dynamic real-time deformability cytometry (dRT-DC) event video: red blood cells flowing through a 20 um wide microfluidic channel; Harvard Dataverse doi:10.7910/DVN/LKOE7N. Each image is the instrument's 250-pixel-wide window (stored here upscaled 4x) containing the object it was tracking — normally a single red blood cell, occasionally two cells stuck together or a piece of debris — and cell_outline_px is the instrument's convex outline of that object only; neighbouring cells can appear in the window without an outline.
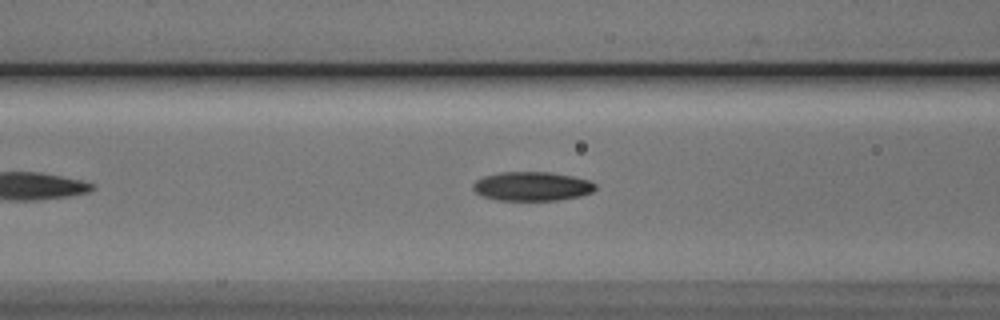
{"species": "Egyptian fruit bat (a non-hibernating species)", "species_latin": "Rousettus aegyptiacus", "temperature_condition": "cold", "stored_images_in_passage": 19, "camera_frame_rate_fps": 3000, "um_per_image_px": 0.085, "animal": {"sex": "male"}, "frame": {"image": 1, "passage_image": 11, "time_ms": 3.333, "image_size_px": [1000, 320], "cell_outline_px": [[596, 188], [592, 192], [580, 196], [556, 200], [496, 200], [484, 196], [476, 192], [472, 188], [472, 184], [476, 180], [484, 176], [500, 172], [548, 172], [572, 176], [588, 180], [596, 184]], "centroid_in_image_um": [45.21, 15.83], "position_along_channel_um": 121.4, "area_um2": 20.63}}
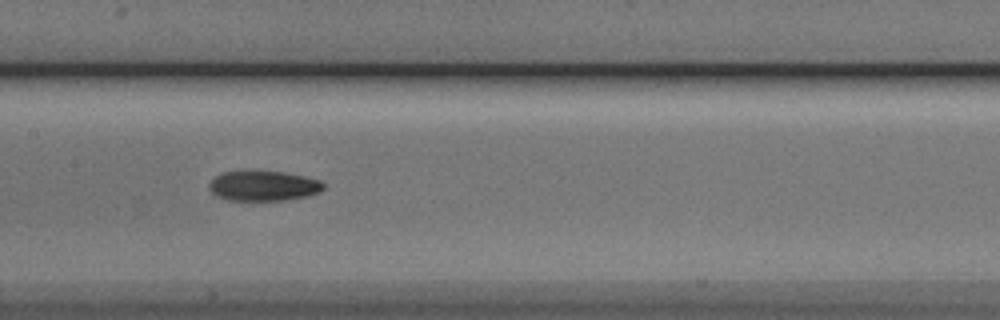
{"frame": {"image": 2, "passage_image": 16, "time_ms": 5.0, "image_size_px": [1000, 320], "cell_outline_px": [[324, 188], [320, 192], [308, 196], [284, 200], [228, 200], [216, 196], [208, 188], [208, 184], [216, 176], [224, 172], [284, 172], [304, 176], [320, 180], [324, 184]], "centroid_in_image_um": [22.41, 15.81], "position_along_channel_um": 185.0, "area_um2": 19.83}}